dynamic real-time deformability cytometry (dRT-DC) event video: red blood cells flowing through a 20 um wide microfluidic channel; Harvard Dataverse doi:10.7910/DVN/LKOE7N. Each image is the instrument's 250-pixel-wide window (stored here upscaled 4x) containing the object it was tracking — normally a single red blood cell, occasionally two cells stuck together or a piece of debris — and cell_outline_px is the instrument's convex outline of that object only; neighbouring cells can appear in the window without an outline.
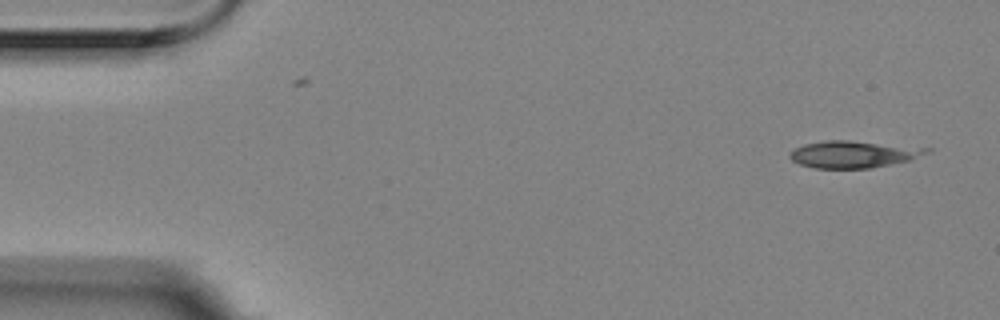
{"species": "Egyptian fruit bat (a non-hibernating species)", "species_latin": "Rousettus aegyptiacus", "temperature_condition": "room temperature", "stored_images_in_passage": 2, "camera_frame_rate_fps": 3000, "um_per_image_px": 0.085, "animal": {"sex": "female"}, "frame": {"image": 1, "passage_image": 2, "time_ms": 0.333, "image_size_px": [1000, 320], "cell_outline_px": [[932, 152], [912, 160], [872, 168], [812, 168], [800, 164], [792, 160], [788, 156], [796, 148], [804, 144], [824, 140], [848, 140], [932, 148]], "centroid_in_image_um": [72.61, 13.11], "position_along_channel_um": 12.4, "area_um2": 21.68}}